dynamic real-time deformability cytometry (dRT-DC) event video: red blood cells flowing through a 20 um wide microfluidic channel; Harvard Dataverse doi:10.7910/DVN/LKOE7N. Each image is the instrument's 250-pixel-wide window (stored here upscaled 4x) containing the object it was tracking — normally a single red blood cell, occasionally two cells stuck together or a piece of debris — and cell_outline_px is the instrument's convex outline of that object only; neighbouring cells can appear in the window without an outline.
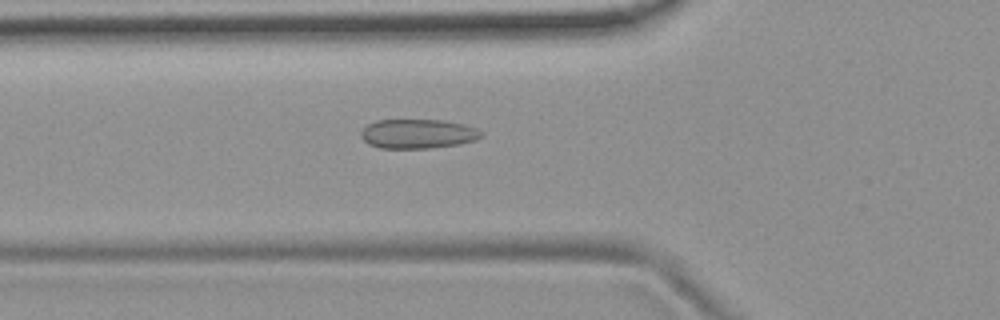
{"species": "common noctule bat (a hibernating species)", "species_latin": "Nyctalus noctula", "temperature_condition": "room temperature", "stored_images_in_passage": 53, "camera_frame_rate_fps": 3000, "um_per_image_px": 0.085, "animal": {"sex": "female", "body_mass_g": 19.9}, "frame": {"image": 1, "passage_image": 19, "time_ms": 6.0, "image_size_px": [1000, 320], "cell_outline_px": [[484, 136], [476, 140], [460, 144], [432, 148], [380, 148], [368, 144], [360, 136], [360, 132], [368, 124], [376, 120], [444, 120], [464, 124], [476, 128], [484, 132]], "centroid_in_image_um": [35.55, 11.37], "position_along_channel_um": 90.2, "area_um2": 20.81}}
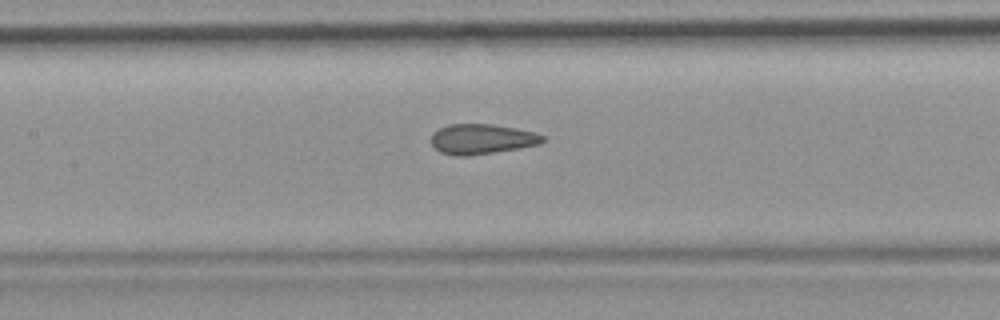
{"frame": {"image": 2, "passage_image": 25, "time_ms": 8.0, "image_size_px": [1000, 320], "cell_outline_px": [[544, 140], [540, 144], [520, 148], [468, 156], [456, 156], [440, 152], [432, 144], [432, 132], [448, 124], [492, 124], [516, 128], [536, 132], [544, 136]], "centroid_in_image_um": [40.96, 11.82], "position_along_channel_um": 166.4, "area_um2": 19.59}}
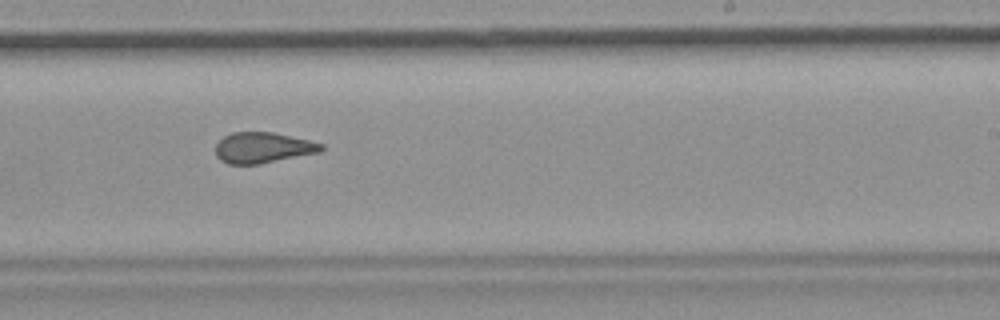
{"frame": {"image": 3, "passage_image": 33, "time_ms": 10.667, "image_size_px": [1000, 320], "cell_outline_px": [[324, 148], [320, 152], [260, 164], [228, 164], [220, 160], [216, 156], [216, 144], [224, 136], [232, 132], [272, 132], [308, 140], [324, 144]], "centroid_in_image_um": [22.33, 12.56], "position_along_channel_um": 266.7, "area_um2": 18.9}, "authors_computed_cell_mechanics": {"area_um2": 20.23, "velocity_mm_per_s": 3.781, "shape_relaxation_time_tau1_ms": null, "shape_relaxation_time_tau2_ms": 1.7326, "deformation_change_tau1": null, "deformation_change_tau2": 0.0801}}